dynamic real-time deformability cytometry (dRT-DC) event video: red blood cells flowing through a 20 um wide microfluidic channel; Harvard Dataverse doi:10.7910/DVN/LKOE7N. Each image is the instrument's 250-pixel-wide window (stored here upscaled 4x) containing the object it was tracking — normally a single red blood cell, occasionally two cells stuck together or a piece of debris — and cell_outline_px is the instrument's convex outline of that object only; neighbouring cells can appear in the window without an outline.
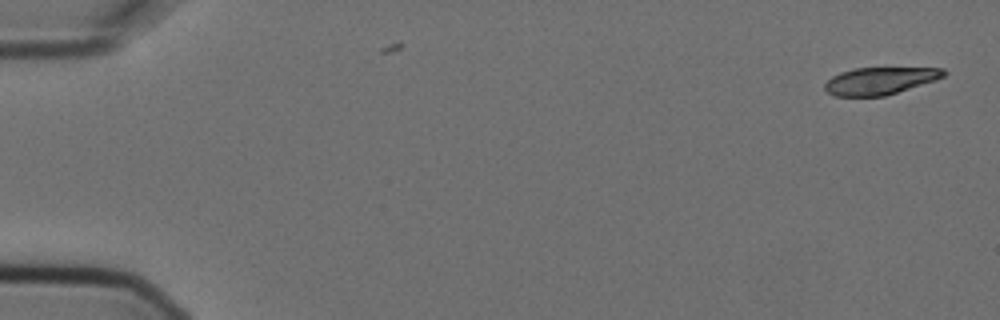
{"species": "Egyptian fruit bat (a non-hibernating species)", "species_latin": "Rousettus aegyptiacus", "temperature_condition": "cold", "stored_images_in_passage": 2, "camera_frame_rate_fps": 3000, "um_per_image_px": 0.085, "animal": {"sex": "female"}, "frame": {"image": 1, "passage_image": 1, "time_ms": 0.0, "image_size_px": [1000, 320], "cell_outline_px": [[948, 72], [944, 76], [936, 80], [884, 96], [832, 96], [824, 88], [824, 84], [832, 76], [840, 72], [856, 68], [944, 68]], "centroid_in_image_um": [74.79, 6.87], "position_along_channel_um": 10.2, "area_um2": 18.84}}